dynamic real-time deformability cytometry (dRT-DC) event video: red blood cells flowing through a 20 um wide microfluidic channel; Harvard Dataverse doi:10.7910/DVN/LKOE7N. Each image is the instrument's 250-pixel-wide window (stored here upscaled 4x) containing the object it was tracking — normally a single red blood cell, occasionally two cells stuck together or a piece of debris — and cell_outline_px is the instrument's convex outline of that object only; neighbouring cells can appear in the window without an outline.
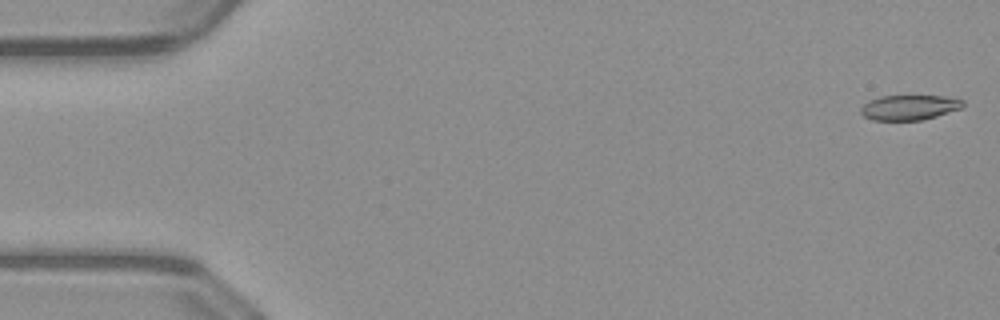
{"species": "common noctule bat (a hibernating species)", "species_latin": "Nyctalus noctula", "temperature_condition": "warm", "stored_images_in_passage": 51, "camera_frame_rate_fps": 3000, "um_per_image_px": 0.085, "animal": {"sex": "male", "body_mass_g": 23.1, "forearm_length_mm": 52.7}, "frame": {"image": 1, "passage_image": 1, "time_ms": 0.0, "image_size_px": [1000, 320], "cell_outline_px": [[964, 104], [960, 108], [924, 120], [872, 120], [864, 116], [860, 112], [860, 108], [868, 100], [880, 96], [944, 96], [964, 100]], "centroid_in_image_um": [77.26, 9.13], "position_along_channel_um": 7.7, "area_um2": 14.85}}
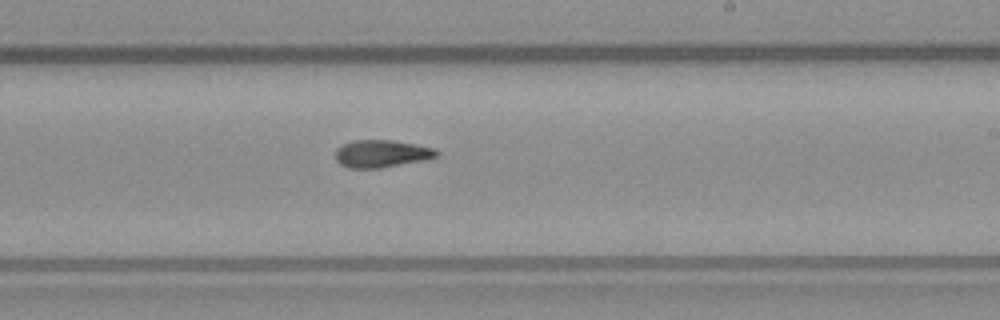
{"frame": {"image": 2, "passage_image": 30, "time_ms": 9.667, "image_size_px": [1000, 320], "cell_outline_px": [[440, 156], [424, 160], [380, 168], [348, 168], [340, 164], [336, 160], [336, 148], [340, 144], [352, 140], [392, 140], [436, 148], [440, 152]], "centroid_in_image_um": [32.44, 13.05], "position_along_channel_um": 256.6, "area_um2": 16.42}}
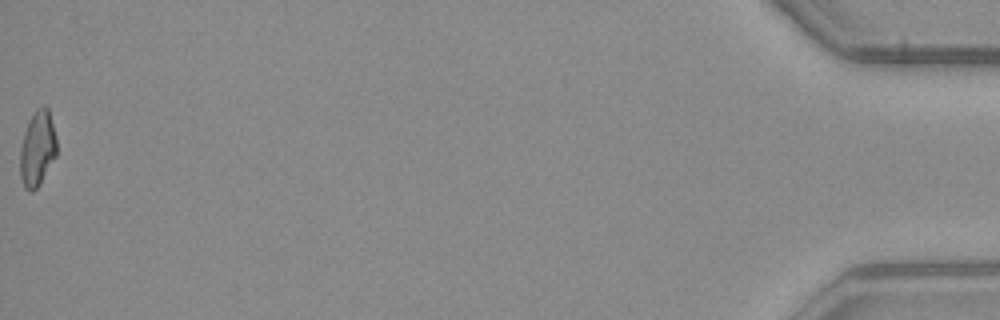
{"frame": {"image": 3, "passage_image": 51, "time_ms": 16.667, "image_size_px": [1000, 320], "cell_outline_px": [[56, 156], [40, 184], [32, 192], [28, 192], [24, 188], [20, 176], [20, 148], [24, 132], [28, 120], [36, 108], [44, 104], [48, 108], [56, 136]], "centroid_in_image_um": [3.17, 12.62], "position_along_channel_um": 432.0, "area_um2": 16.3}, "authors_computed_cell_mechanics": {"area_um2": 16.2996, "velocity_mm_per_s": 4.0645, "shape_relaxation_time_tau1_ms": null, "shape_relaxation_time_tau2_ms": 4.9781, "deformation_change_tau1": null, "deformation_change_tau2": 0.1317}}